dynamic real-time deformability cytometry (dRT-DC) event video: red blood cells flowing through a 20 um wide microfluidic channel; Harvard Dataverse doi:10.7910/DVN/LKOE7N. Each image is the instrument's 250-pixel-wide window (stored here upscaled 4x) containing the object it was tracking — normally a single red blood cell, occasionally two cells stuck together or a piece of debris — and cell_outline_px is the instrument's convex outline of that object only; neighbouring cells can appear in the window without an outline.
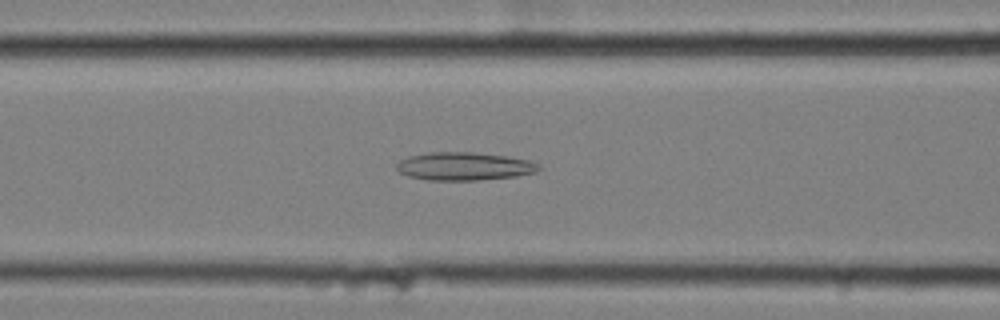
{"species": "common noctule bat (a hibernating species)", "species_latin": "Nyctalus noctula", "temperature_condition": "cold", "stored_images_in_passage": 56, "camera_frame_rate_fps": 3000, "um_per_image_px": 0.085, "animal": {"sex": "female", "body_mass_g": 25.1}, "frame": {"image": 1, "passage_image": 22, "time_ms": 7.0, "image_size_px": [1000, 320], "cell_outline_px": [[540, 168], [536, 172], [516, 176], [476, 180], [428, 180], [408, 176], [400, 172], [396, 168], [396, 164], [400, 160], [408, 156], [428, 152], [472, 152], [508, 156], [532, 160], [540, 164]], "centroid_in_image_um": [39.47, 14.12], "position_along_channel_um": 127.1, "area_um2": 23.41}}
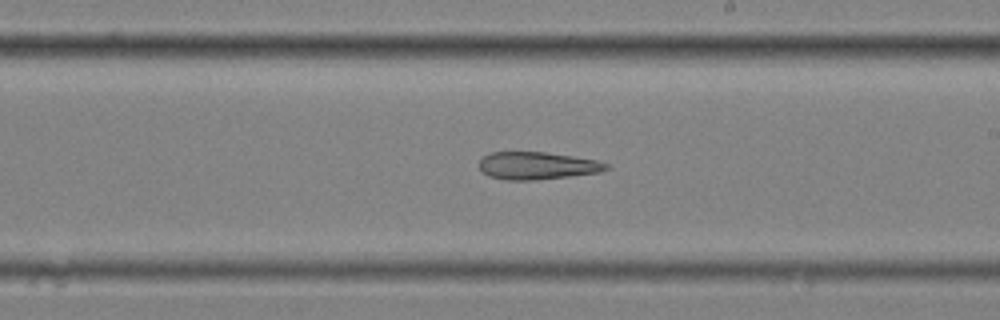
{"frame": {"image": 2, "passage_image": 32, "time_ms": 10.333, "image_size_px": [1000, 320], "cell_outline_px": [[608, 168], [600, 172], [536, 180], [504, 180], [488, 176], [480, 172], [480, 156], [492, 152], [544, 152], [572, 156], [596, 160], [608, 164]], "centroid_in_image_um": [45.59, 14.08], "position_along_channel_um": 243.4, "area_um2": 20.4}}
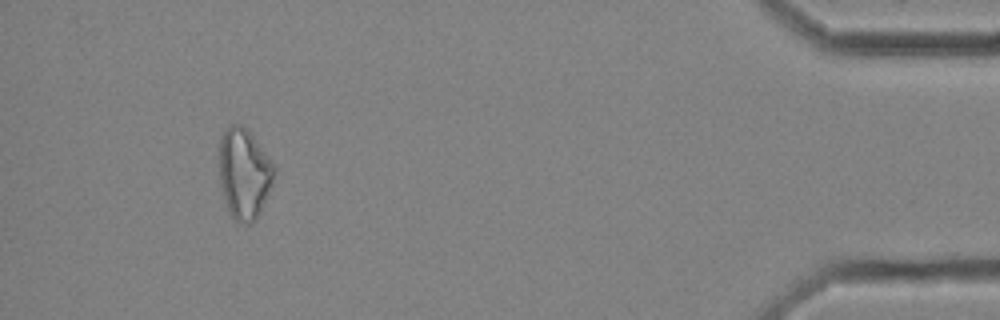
{"frame": {"image": 3, "passage_image": 52, "time_ms": 17.0, "image_size_px": [1000, 320], "cell_outline_px": [[276, 172], [272, 184], [260, 212], [256, 220], [252, 224], [248, 224], [236, 220], [228, 212], [220, 184], [216, 164], [220, 136], [232, 124], [240, 124], [248, 128], [276, 164]], "centroid_in_image_um": [20.74, 14.71], "position_along_channel_um": 414.5, "area_um2": 30.06}}